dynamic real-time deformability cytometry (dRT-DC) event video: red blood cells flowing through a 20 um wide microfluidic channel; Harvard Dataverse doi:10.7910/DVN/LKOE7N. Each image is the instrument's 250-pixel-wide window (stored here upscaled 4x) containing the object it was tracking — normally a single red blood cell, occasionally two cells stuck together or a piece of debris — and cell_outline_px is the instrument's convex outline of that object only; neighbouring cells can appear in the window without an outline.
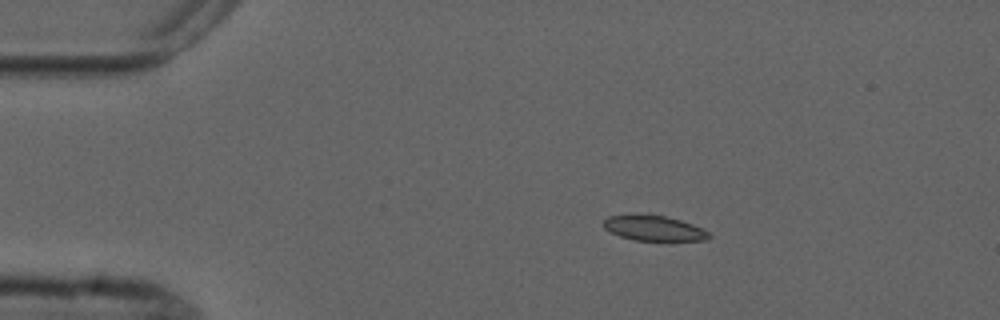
{"species": "common noctule bat (a hibernating species)", "species_latin": "Nyctalus noctula", "temperature_condition": "cold", "stored_images_in_passage": 4, "camera_frame_rate_fps": 3000, "um_per_image_px": 0.085, "animal": {"sex": "male", "forearm_length_mm": 52.5}, "frame": {"image": 1, "passage_image": 2, "time_ms": 1.333, "image_size_px": [1000, 320], "cell_outline_px": [[712, 236], [708, 240], [636, 240], [620, 236], [604, 228], [604, 220], [608, 216], [628, 212], [648, 212], [680, 220], [692, 224], [708, 232]], "centroid_in_image_um": [55.52, 19.34], "position_along_channel_um": 29.5, "area_um2": 15.9}}
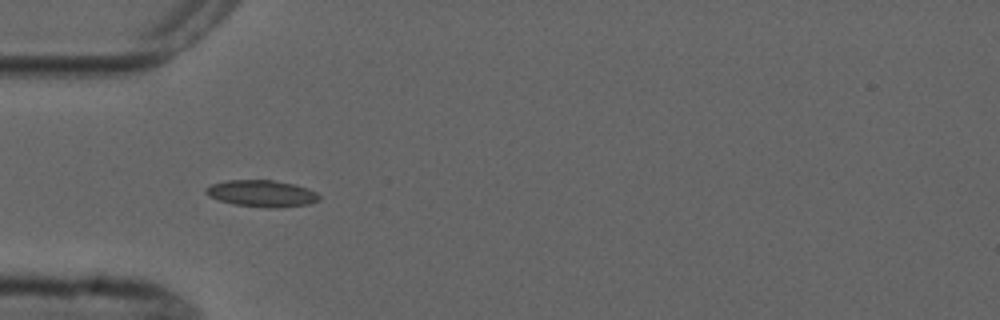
{"frame": {"image": 2, "passage_image": 4, "time_ms": 3.667, "image_size_px": [1000, 320], "cell_outline_px": [[320, 200], [308, 204], [276, 208], [268, 208], [236, 204], [220, 200], [208, 196], [204, 192], [204, 188], [212, 184], [228, 180], [272, 180], [292, 184], [308, 188], [316, 192], [320, 196]], "centroid_in_image_um": [22.25, 16.44], "position_along_channel_um": 62.7, "area_um2": 17.51}}